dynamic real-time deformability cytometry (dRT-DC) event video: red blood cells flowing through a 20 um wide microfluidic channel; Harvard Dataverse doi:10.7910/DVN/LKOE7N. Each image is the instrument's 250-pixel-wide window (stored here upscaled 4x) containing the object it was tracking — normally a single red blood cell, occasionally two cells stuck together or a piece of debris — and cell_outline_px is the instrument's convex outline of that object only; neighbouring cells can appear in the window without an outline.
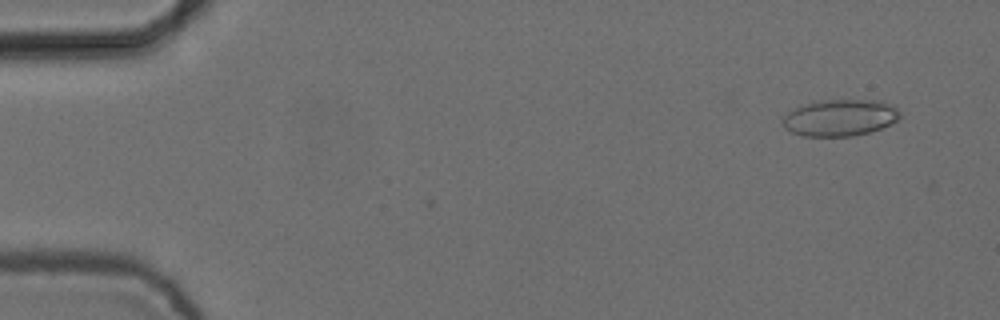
{"species": "common noctule bat (a hibernating species)", "species_latin": "Nyctalus noctula", "temperature_condition": "cold", "stored_images_in_passage": 2, "camera_frame_rate_fps": 3000, "um_per_image_px": 0.085, "animal": {"sex": "female", "body_mass_g": 24.6, "forearm_length_mm": 56.2}, "frame": {"image": 1, "passage_image": 2, "time_ms": 0.333, "image_size_px": [1000, 320], "cell_outline_px": [[900, 116], [896, 120], [880, 128], [868, 132], [852, 136], [804, 136], [792, 132], [784, 128], [780, 124], [780, 120], [792, 108], [820, 100], [880, 100], [896, 108], [900, 112]], "centroid_in_image_um": [71.33, 10.0], "position_along_channel_um": 13.7, "area_um2": 24.97}}